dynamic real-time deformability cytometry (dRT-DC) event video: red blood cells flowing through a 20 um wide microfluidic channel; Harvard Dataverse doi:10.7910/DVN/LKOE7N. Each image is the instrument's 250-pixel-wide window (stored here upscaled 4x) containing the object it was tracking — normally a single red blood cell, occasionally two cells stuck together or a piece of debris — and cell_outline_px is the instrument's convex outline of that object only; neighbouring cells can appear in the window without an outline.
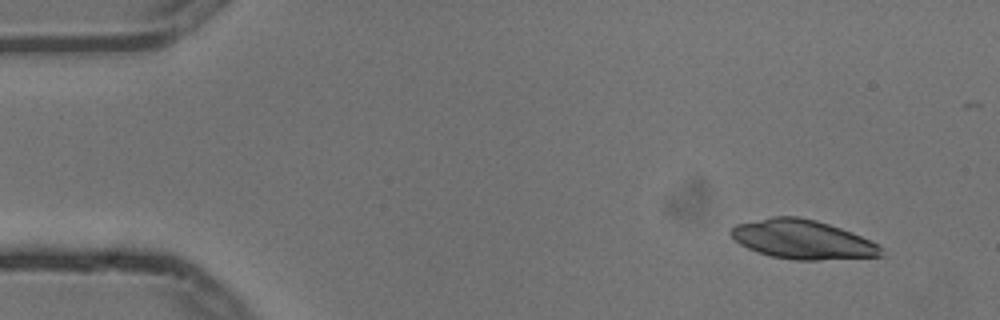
{"species": "common noctule bat (a hibernating species)", "species_latin": "Nyctalus noctula", "temperature_condition": "cold", "stored_images_in_passage": 5, "segment_of_instrument_passage": [1, 2], "camera_frame_rate_fps": 3000, "um_per_image_px": 0.085, "animal": {"sex": "male", "body_mass_g": 13.3}, "frame": {"image": 1, "passage_image": 1, "time_ms": 0.0, "image_size_px": [1000, 320], "cell_outline_px": [[884, 256], [820, 260], [792, 260], [772, 256], [748, 248], [740, 244], [728, 232], [736, 224], [772, 216], [796, 216], [816, 220], [852, 232], [880, 244], [884, 248]], "centroid_in_image_um": [68.26, 20.36], "position_along_channel_um": 16.7, "area_um2": 34.33}}